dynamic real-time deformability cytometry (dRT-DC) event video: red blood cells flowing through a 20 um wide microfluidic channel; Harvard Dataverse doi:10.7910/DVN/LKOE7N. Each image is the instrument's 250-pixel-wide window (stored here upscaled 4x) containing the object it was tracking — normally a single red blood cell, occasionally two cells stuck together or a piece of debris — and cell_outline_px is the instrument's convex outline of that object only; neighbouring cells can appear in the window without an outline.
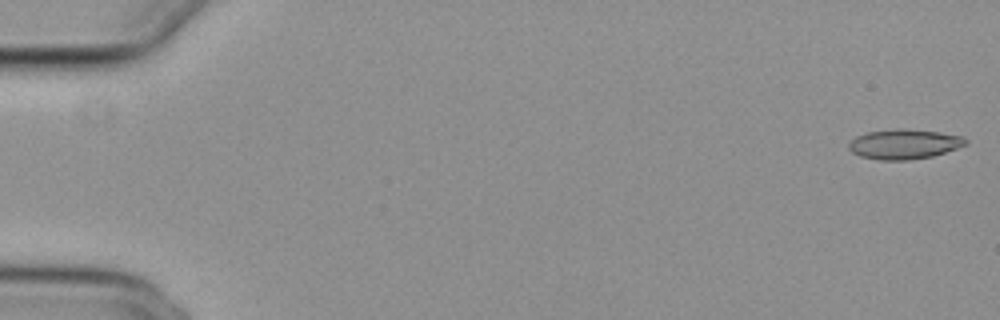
{"species": "common noctule bat (a hibernating species)", "species_latin": "Nyctalus noctula", "temperature_condition": "cold", "stored_images_in_passage": 18, "camera_frame_rate_fps": 3000, "um_per_image_px": 0.085, "animal": {"sex": "female", "body_mass_g": 29.2, "forearm_length_mm": 56.3}, "frame": {"image": 1, "passage_image": 1, "time_ms": 0.0, "image_size_px": [1000, 320], "cell_outline_px": [[968, 144], [932, 156], [908, 160], [880, 160], [860, 156], [852, 152], [848, 148], [848, 144], [856, 136], [868, 132], [896, 128], [904, 128], [940, 132], [964, 136], [968, 140]], "centroid_in_image_um": [76.86, 12.24], "position_along_channel_um": 8.1, "area_um2": 20.4}}
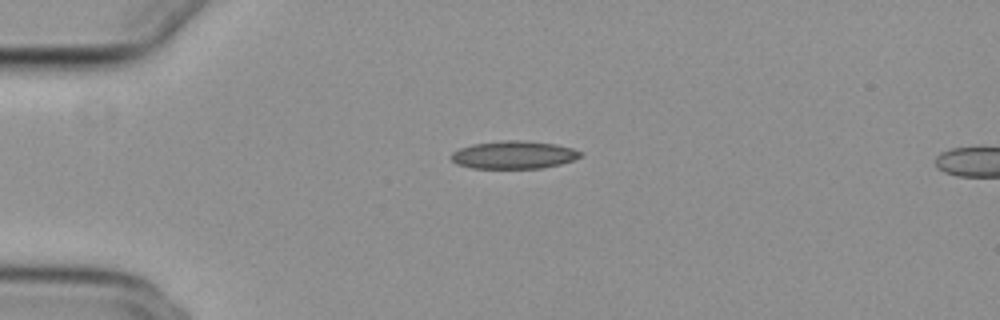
{"frame": {"image": 2, "passage_image": 14, "time_ms": 4.333, "image_size_px": [1000, 320], "cell_outline_px": [[584, 152], [580, 156], [572, 160], [560, 164], [540, 168], [472, 168], [456, 164], [448, 156], [452, 152], [460, 148], [472, 144], [504, 140], [524, 140], [556, 144], [572, 148]], "centroid_in_image_um": [43.64, 13.15], "position_along_channel_um": 41.4, "area_um2": 21.04}}